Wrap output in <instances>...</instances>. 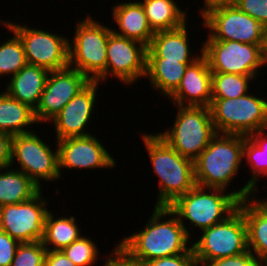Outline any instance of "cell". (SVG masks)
I'll list each match as a JSON object with an SVG mask.
<instances>
[{
  "label": "cell",
  "mask_w": 267,
  "mask_h": 266,
  "mask_svg": "<svg viewBox=\"0 0 267 266\" xmlns=\"http://www.w3.org/2000/svg\"><path fill=\"white\" fill-rule=\"evenodd\" d=\"M55 151L36 134L35 130L25 134L13 135L11 166L17 162V170L27 175L41 189L42 180L57 181L59 172L58 148ZM41 182V183H40Z\"/></svg>",
  "instance_id": "9"
},
{
  "label": "cell",
  "mask_w": 267,
  "mask_h": 266,
  "mask_svg": "<svg viewBox=\"0 0 267 266\" xmlns=\"http://www.w3.org/2000/svg\"><path fill=\"white\" fill-rule=\"evenodd\" d=\"M191 63L166 60V58H146L145 77L155 91L167 98L178 88L187 66Z\"/></svg>",
  "instance_id": "23"
},
{
  "label": "cell",
  "mask_w": 267,
  "mask_h": 266,
  "mask_svg": "<svg viewBox=\"0 0 267 266\" xmlns=\"http://www.w3.org/2000/svg\"><path fill=\"white\" fill-rule=\"evenodd\" d=\"M2 22L21 40L28 64L43 67L49 71L69 66V38L50 31L35 29L27 24L9 20Z\"/></svg>",
  "instance_id": "10"
},
{
  "label": "cell",
  "mask_w": 267,
  "mask_h": 266,
  "mask_svg": "<svg viewBox=\"0 0 267 266\" xmlns=\"http://www.w3.org/2000/svg\"><path fill=\"white\" fill-rule=\"evenodd\" d=\"M36 123L34 109L3 90L0 94V131L11 135L25 134L34 131L28 127Z\"/></svg>",
  "instance_id": "24"
},
{
  "label": "cell",
  "mask_w": 267,
  "mask_h": 266,
  "mask_svg": "<svg viewBox=\"0 0 267 266\" xmlns=\"http://www.w3.org/2000/svg\"><path fill=\"white\" fill-rule=\"evenodd\" d=\"M46 253L41 241L20 243L10 266H44Z\"/></svg>",
  "instance_id": "32"
},
{
  "label": "cell",
  "mask_w": 267,
  "mask_h": 266,
  "mask_svg": "<svg viewBox=\"0 0 267 266\" xmlns=\"http://www.w3.org/2000/svg\"><path fill=\"white\" fill-rule=\"evenodd\" d=\"M168 100L173 106H210L212 101V71L203 54L187 66L180 85L168 97Z\"/></svg>",
  "instance_id": "18"
},
{
  "label": "cell",
  "mask_w": 267,
  "mask_h": 266,
  "mask_svg": "<svg viewBox=\"0 0 267 266\" xmlns=\"http://www.w3.org/2000/svg\"><path fill=\"white\" fill-rule=\"evenodd\" d=\"M75 216L55 218L52 211L45 217L44 236L41 240L46 250H62L79 239L82 234ZM51 246V247H50Z\"/></svg>",
  "instance_id": "27"
},
{
  "label": "cell",
  "mask_w": 267,
  "mask_h": 266,
  "mask_svg": "<svg viewBox=\"0 0 267 266\" xmlns=\"http://www.w3.org/2000/svg\"><path fill=\"white\" fill-rule=\"evenodd\" d=\"M112 19L118 26L112 31L120 36L135 40L149 47L154 32L150 28L140 1L120 2L112 7Z\"/></svg>",
  "instance_id": "20"
},
{
  "label": "cell",
  "mask_w": 267,
  "mask_h": 266,
  "mask_svg": "<svg viewBox=\"0 0 267 266\" xmlns=\"http://www.w3.org/2000/svg\"><path fill=\"white\" fill-rule=\"evenodd\" d=\"M152 31H165L181 27L187 22V11L182 10L174 0L140 1Z\"/></svg>",
  "instance_id": "26"
},
{
  "label": "cell",
  "mask_w": 267,
  "mask_h": 266,
  "mask_svg": "<svg viewBox=\"0 0 267 266\" xmlns=\"http://www.w3.org/2000/svg\"><path fill=\"white\" fill-rule=\"evenodd\" d=\"M267 128L256 131L244 140L243 159L250 166L252 176L248 185L257 193L259 177H267ZM265 134V136H264Z\"/></svg>",
  "instance_id": "28"
},
{
  "label": "cell",
  "mask_w": 267,
  "mask_h": 266,
  "mask_svg": "<svg viewBox=\"0 0 267 266\" xmlns=\"http://www.w3.org/2000/svg\"><path fill=\"white\" fill-rule=\"evenodd\" d=\"M62 251L76 266H94L101 257L96 243L86 236H81Z\"/></svg>",
  "instance_id": "31"
},
{
  "label": "cell",
  "mask_w": 267,
  "mask_h": 266,
  "mask_svg": "<svg viewBox=\"0 0 267 266\" xmlns=\"http://www.w3.org/2000/svg\"><path fill=\"white\" fill-rule=\"evenodd\" d=\"M260 266H267V257L260 262Z\"/></svg>",
  "instance_id": "42"
},
{
  "label": "cell",
  "mask_w": 267,
  "mask_h": 266,
  "mask_svg": "<svg viewBox=\"0 0 267 266\" xmlns=\"http://www.w3.org/2000/svg\"><path fill=\"white\" fill-rule=\"evenodd\" d=\"M246 137L217 133L194 161L196 185L228 190L242 167Z\"/></svg>",
  "instance_id": "4"
},
{
  "label": "cell",
  "mask_w": 267,
  "mask_h": 266,
  "mask_svg": "<svg viewBox=\"0 0 267 266\" xmlns=\"http://www.w3.org/2000/svg\"><path fill=\"white\" fill-rule=\"evenodd\" d=\"M243 185L233 192L195 185L168 208L178 217L187 235L192 238V229L189 227V230L183 221L186 219L191 227H198L201 231L224 221L238 208L239 201L257 194L248 183Z\"/></svg>",
  "instance_id": "2"
},
{
  "label": "cell",
  "mask_w": 267,
  "mask_h": 266,
  "mask_svg": "<svg viewBox=\"0 0 267 266\" xmlns=\"http://www.w3.org/2000/svg\"><path fill=\"white\" fill-rule=\"evenodd\" d=\"M20 243L4 231H0V266H10Z\"/></svg>",
  "instance_id": "36"
},
{
  "label": "cell",
  "mask_w": 267,
  "mask_h": 266,
  "mask_svg": "<svg viewBox=\"0 0 267 266\" xmlns=\"http://www.w3.org/2000/svg\"><path fill=\"white\" fill-rule=\"evenodd\" d=\"M177 115L172 127L156 133L180 155L192 160L198 158L217 134L209 107L176 105Z\"/></svg>",
  "instance_id": "6"
},
{
  "label": "cell",
  "mask_w": 267,
  "mask_h": 266,
  "mask_svg": "<svg viewBox=\"0 0 267 266\" xmlns=\"http://www.w3.org/2000/svg\"><path fill=\"white\" fill-rule=\"evenodd\" d=\"M261 52L265 60H267V24L262 27Z\"/></svg>",
  "instance_id": "41"
},
{
  "label": "cell",
  "mask_w": 267,
  "mask_h": 266,
  "mask_svg": "<svg viewBox=\"0 0 267 266\" xmlns=\"http://www.w3.org/2000/svg\"><path fill=\"white\" fill-rule=\"evenodd\" d=\"M203 8H200V15L206 11L208 8L219 5V4H231L235 0H203Z\"/></svg>",
  "instance_id": "40"
},
{
  "label": "cell",
  "mask_w": 267,
  "mask_h": 266,
  "mask_svg": "<svg viewBox=\"0 0 267 266\" xmlns=\"http://www.w3.org/2000/svg\"><path fill=\"white\" fill-rule=\"evenodd\" d=\"M58 148L59 172L63 169L115 168L116 159L94 134L55 141ZM62 169V170H61Z\"/></svg>",
  "instance_id": "16"
},
{
  "label": "cell",
  "mask_w": 267,
  "mask_h": 266,
  "mask_svg": "<svg viewBox=\"0 0 267 266\" xmlns=\"http://www.w3.org/2000/svg\"><path fill=\"white\" fill-rule=\"evenodd\" d=\"M233 4L261 25L267 24V0H235Z\"/></svg>",
  "instance_id": "33"
},
{
  "label": "cell",
  "mask_w": 267,
  "mask_h": 266,
  "mask_svg": "<svg viewBox=\"0 0 267 266\" xmlns=\"http://www.w3.org/2000/svg\"><path fill=\"white\" fill-rule=\"evenodd\" d=\"M13 135L0 131V166H11V151H12Z\"/></svg>",
  "instance_id": "38"
},
{
  "label": "cell",
  "mask_w": 267,
  "mask_h": 266,
  "mask_svg": "<svg viewBox=\"0 0 267 266\" xmlns=\"http://www.w3.org/2000/svg\"><path fill=\"white\" fill-rule=\"evenodd\" d=\"M187 23L176 29L155 32L147 48L146 58H166L180 63L197 60L202 54V47L199 53L191 54L193 49L190 50Z\"/></svg>",
  "instance_id": "19"
},
{
  "label": "cell",
  "mask_w": 267,
  "mask_h": 266,
  "mask_svg": "<svg viewBox=\"0 0 267 266\" xmlns=\"http://www.w3.org/2000/svg\"><path fill=\"white\" fill-rule=\"evenodd\" d=\"M1 25L3 24L10 32L12 37L7 38V41L0 44V78L4 76H14L17 74L26 64V57L23 48V44L20 38L11 31L0 19Z\"/></svg>",
  "instance_id": "30"
},
{
  "label": "cell",
  "mask_w": 267,
  "mask_h": 266,
  "mask_svg": "<svg viewBox=\"0 0 267 266\" xmlns=\"http://www.w3.org/2000/svg\"><path fill=\"white\" fill-rule=\"evenodd\" d=\"M257 76L212 72V99H233L246 95Z\"/></svg>",
  "instance_id": "29"
},
{
  "label": "cell",
  "mask_w": 267,
  "mask_h": 266,
  "mask_svg": "<svg viewBox=\"0 0 267 266\" xmlns=\"http://www.w3.org/2000/svg\"><path fill=\"white\" fill-rule=\"evenodd\" d=\"M122 238L117 243L140 266L158 258L193 253L183 224L168 207H154L143 229Z\"/></svg>",
  "instance_id": "1"
},
{
  "label": "cell",
  "mask_w": 267,
  "mask_h": 266,
  "mask_svg": "<svg viewBox=\"0 0 267 266\" xmlns=\"http://www.w3.org/2000/svg\"><path fill=\"white\" fill-rule=\"evenodd\" d=\"M203 266H260V262L255 255L248 250L236 256L224 257L206 262Z\"/></svg>",
  "instance_id": "34"
},
{
  "label": "cell",
  "mask_w": 267,
  "mask_h": 266,
  "mask_svg": "<svg viewBox=\"0 0 267 266\" xmlns=\"http://www.w3.org/2000/svg\"><path fill=\"white\" fill-rule=\"evenodd\" d=\"M251 196L239 201L247 225L248 250L261 262L267 257V200Z\"/></svg>",
  "instance_id": "21"
},
{
  "label": "cell",
  "mask_w": 267,
  "mask_h": 266,
  "mask_svg": "<svg viewBox=\"0 0 267 266\" xmlns=\"http://www.w3.org/2000/svg\"><path fill=\"white\" fill-rule=\"evenodd\" d=\"M191 246L198 266L248 251L247 225L243 212L237 208L224 221L202 230L201 237Z\"/></svg>",
  "instance_id": "8"
},
{
  "label": "cell",
  "mask_w": 267,
  "mask_h": 266,
  "mask_svg": "<svg viewBox=\"0 0 267 266\" xmlns=\"http://www.w3.org/2000/svg\"><path fill=\"white\" fill-rule=\"evenodd\" d=\"M72 42L69 39V67L90 81L106 82L107 43L112 28L90 15L77 21Z\"/></svg>",
  "instance_id": "5"
},
{
  "label": "cell",
  "mask_w": 267,
  "mask_h": 266,
  "mask_svg": "<svg viewBox=\"0 0 267 266\" xmlns=\"http://www.w3.org/2000/svg\"><path fill=\"white\" fill-rule=\"evenodd\" d=\"M42 189L31 199L0 207L2 231L19 243L41 241L49 209Z\"/></svg>",
  "instance_id": "13"
},
{
  "label": "cell",
  "mask_w": 267,
  "mask_h": 266,
  "mask_svg": "<svg viewBox=\"0 0 267 266\" xmlns=\"http://www.w3.org/2000/svg\"><path fill=\"white\" fill-rule=\"evenodd\" d=\"M141 137L154 174L159 179L154 207H168L196 185L194 162L180 155L156 133H144Z\"/></svg>",
  "instance_id": "3"
},
{
  "label": "cell",
  "mask_w": 267,
  "mask_h": 266,
  "mask_svg": "<svg viewBox=\"0 0 267 266\" xmlns=\"http://www.w3.org/2000/svg\"><path fill=\"white\" fill-rule=\"evenodd\" d=\"M201 17L203 28L209 32L205 40L238 41L261 46L263 25L233 3L210 7Z\"/></svg>",
  "instance_id": "11"
},
{
  "label": "cell",
  "mask_w": 267,
  "mask_h": 266,
  "mask_svg": "<svg viewBox=\"0 0 267 266\" xmlns=\"http://www.w3.org/2000/svg\"><path fill=\"white\" fill-rule=\"evenodd\" d=\"M40 190L27 175L12 166L0 171V207L27 201Z\"/></svg>",
  "instance_id": "25"
},
{
  "label": "cell",
  "mask_w": 267,
  "mask_h": 266,
  "mask_svg": "<svg viewBox=\"0 0 267 266\" xmlns=\"http://www.w3.org/2000/svg\"><path fill=\"white\" fill-rule=\"evenodd\" d=\"M142 266H198L193 253H184L145 262Z\"/></svg>",
  "instance_id": "35"
},
{
  "label": "cell",
  "mask_w": 267,
  "mask_h": 266,
  "mask_svg": "<svg viewBox=\"0 0 267 266\" xmlns=\"http://www.w3.org/2000/svg\"><path fill=\"white\" fill-rule=\"evenodd\" d=\"M0 231H2V228H1V213H0Z\"/></svg>",
  "instance_id": "43"
},
{
  "label": "cell",
  "mask_w": 267,
  "mask_h": 266,
  "mask_svg": "<svg viewBox=\"0 0 267 266\" xmlns=\"http://www.w3.org/2000/svg\"><path fill=\"white\" fill-rule=\"evenodd\" d=\"M147 47L140 42L115 34H109L107 43L106 80L111 76L132 85L146 74Z\"/></svg>",
  "instance_id": "15"
},
{
  "label": "cell",
  "mask_w": 267,
  "mask_h": 266,
  "mask_svg": "<svg viewBox=\"0 0 267 266\" xmlns=\"http://www.w3.org/2000/svg\"><path fill=\"white\" fill-rule=\"evenodd\" d=\"M89 82L83 73L69 66L50 71L38 106L34 110L37 124H48Z\"/></svg>",
  "instance_id": "14"
},
{
  "label": "cell",
  "mask_w": 267,
  "mask_h": 266,
  "mask_svg": "<svg viewBox=\"0 0 267 266\" xmlns=\"http://www.w3.org/2000/svg\"><path fill=\"white\" fill-rule=\"evenodd\" d=\"M247 93L233 99H212L209 106L217 133L250 136L267 128V99Z\"/></svg>",
  "instance_id": "7"
},
{
  "label": "cell",
  "mask_w": 267,
  "mask_h": 266,
  "mask_svg": "<svg viewBox=\"0 0 267 266\" xmlns=\"http://www.w3.org/2000/svg\"><path fill=\"white\" fill-rule=\"evenodd\" d=\"M112 250L113 252L106 258L107 260L104 259L103 266H140L119 244H116Z\"/></svg>",
  "instance_id": "37"
},
{
  "label": "cell",
  "mask_w": 267,
  "mask_h": 266,
  "mask_svg": "<svg viewBox=\"0 0 267 266\" xmlns=\"http://www.w3.org/2000/svg\"><path fill=\"white\" fill-rule=\"evenodd\" d=\"M202 43V54L212 72L259 77V68L266 65L260 45L219 40Z\"/></svg>",
  "instance_id": "12"
},
{
  "label": "cell",
  "mask_w": 267,
  "mask_h": 266,
  "mask_svg": "<svg viewBox=\"0 0 267 266\" xmlns=\"http://www.w3.org/2000/svg\"><path fill=\"white\" fill-rule=\"evenodd\" d=\"M99 84L98 81H90L49 122L55 127L56 141L91 135L86 131V125L88 127L91 123L89 121L94 114Z\"/></svg>",
  "instance_id": "17"
},
{
  "label": "cell",
  "mask_w": 267,
  "mask_h": 266,
  "mask_svg": "<svg viewBox=\"0 0 267 266\" xmlns=\"http://www.w3.org/2000/svg\"><path fill=\"white\" fill-rule=\"evenodd\" d=\"M49 72L43 67L27 63L17 74L10 77L5 92L35 110L45 88Z\"/></svg>",
  "instance_id": "22"
},
{
  "label": "cell",
  "mask_w": 267,
  "mask_h": 266,
  "mask_svg": "<svg viewBox=\"0 0 267 266\" xmlns=\"http://www.w3.org/2000/svg\"><path fill=\"white\" fill-rule=\"evenodd\" d=\"M44 266H76L62 250H47Z\"/></svg>",
  "instance_id": "39"
}]
</instances>
